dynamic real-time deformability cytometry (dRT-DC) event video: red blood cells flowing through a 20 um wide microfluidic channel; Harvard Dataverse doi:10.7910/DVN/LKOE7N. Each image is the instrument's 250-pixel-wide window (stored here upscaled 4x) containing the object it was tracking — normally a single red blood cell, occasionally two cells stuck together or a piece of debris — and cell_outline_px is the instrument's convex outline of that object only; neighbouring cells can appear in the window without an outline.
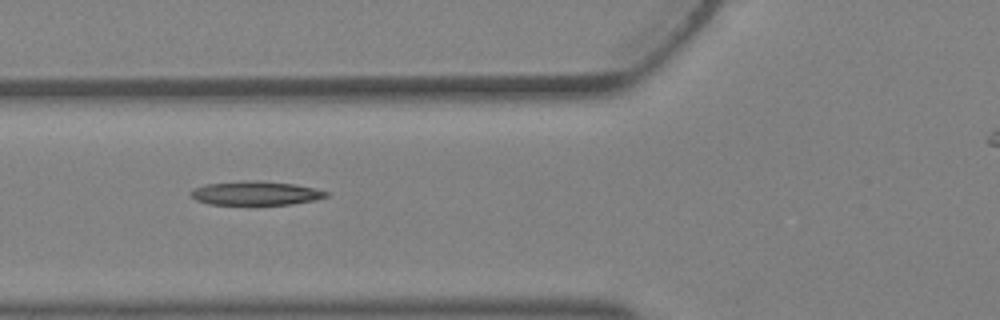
{"species": "Egyptian fruit bat (a non-hibernating species)", "species_latin": "Rousettus aegyptiacus", "temperature_condition": "warm", "stored_images_in_passage": 2, "camera_frame_rate_fps": 3000, "um_per_image_px": 0.085, "animal": {"sex": "female"}, "frame": {"image": 1, "passage_image": 2, "time_ms": 0.333, "image_size_px": [1000, 320], "cell_outline_px": [[328, 196], [312, 200], [292, 204], [208, 204], [196, 200], [188, 192], [192, 188], [204, 184], [248, 180], [252, 180], [292, 184], [312, 188], [328, 192]], "centroid_in_image_um": [21.64, 16.41], "position_along_channel_um": 104.2, "area_um2": 18.61}}